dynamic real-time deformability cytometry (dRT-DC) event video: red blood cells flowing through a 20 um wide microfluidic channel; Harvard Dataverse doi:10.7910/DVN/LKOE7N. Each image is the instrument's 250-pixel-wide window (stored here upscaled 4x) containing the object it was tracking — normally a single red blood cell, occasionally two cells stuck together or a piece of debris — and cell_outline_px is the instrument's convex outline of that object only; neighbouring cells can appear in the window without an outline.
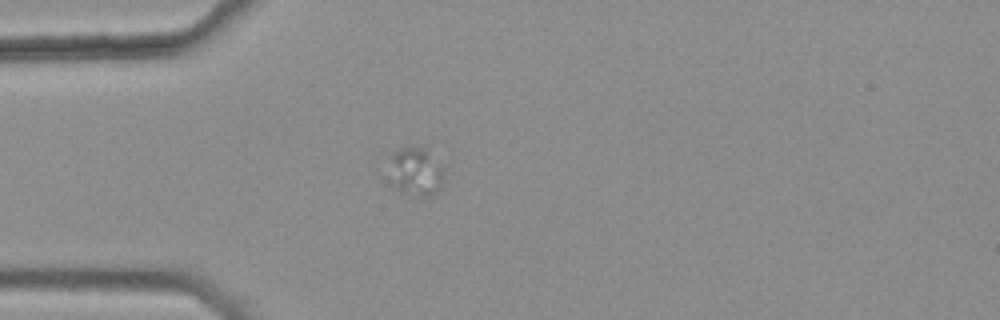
{"species": "common noctule bat (a hibernating species)", "species_latin": "Nyctalus noctula", "temperature_condition": "warm", "stored_images_in_passage": 3, "camera_frame_rate_fps": 3000, "um_per_image_px": 0.085, "animal": {"sex": "female", "body_mass_g": 25.1}, "frame": {"image": 1, "passage_image": 2, "time_ms": 0.333, "image_size_px": [1000, 320], "cell_outline_px": [[444, 176], [440, 188], [436, 192], [428, 196], [420, 196], [400, 192], [392, 184], [392, 152], [400, 148], [424, 148], [444, 168]], "centroid_in_image_um": [35.38, 14.61], "position_along_channel_um": 49.6, "area_um2": 15.03}}